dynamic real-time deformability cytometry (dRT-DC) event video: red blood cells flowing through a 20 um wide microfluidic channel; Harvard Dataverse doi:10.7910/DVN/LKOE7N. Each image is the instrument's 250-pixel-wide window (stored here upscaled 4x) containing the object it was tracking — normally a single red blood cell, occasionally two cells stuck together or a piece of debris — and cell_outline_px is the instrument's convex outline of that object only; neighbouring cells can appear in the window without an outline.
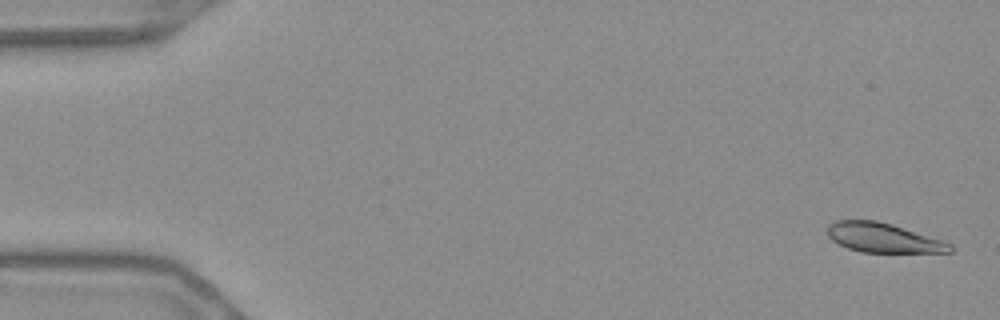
{"species": "Egyptian fruit bat (a non-hibernating species)", "species_latin": "Rousettus aegyptiacus", "temperature_condition": "warm", "stored_images_in_passage": 17, "camera_frame_rate_fps": 3000, "um_per_image_px": 0.085, "frame": {"image": 1, "passage_image": 2, "time_ms": 0.333, "image_size_px": [1000, 320], "cell_outline_px": [[956, 248], [952, 252], [860, 252], [848, 248], [832, 240], [828, 236], [828, 224], [836, 220], [876, 220], [892, 224], [944, 240], [952, 244]], "centroid_in_image_um": [75.12, 20.21], "position_along_channel_um": 9.9, "area_um2": 21.15}}